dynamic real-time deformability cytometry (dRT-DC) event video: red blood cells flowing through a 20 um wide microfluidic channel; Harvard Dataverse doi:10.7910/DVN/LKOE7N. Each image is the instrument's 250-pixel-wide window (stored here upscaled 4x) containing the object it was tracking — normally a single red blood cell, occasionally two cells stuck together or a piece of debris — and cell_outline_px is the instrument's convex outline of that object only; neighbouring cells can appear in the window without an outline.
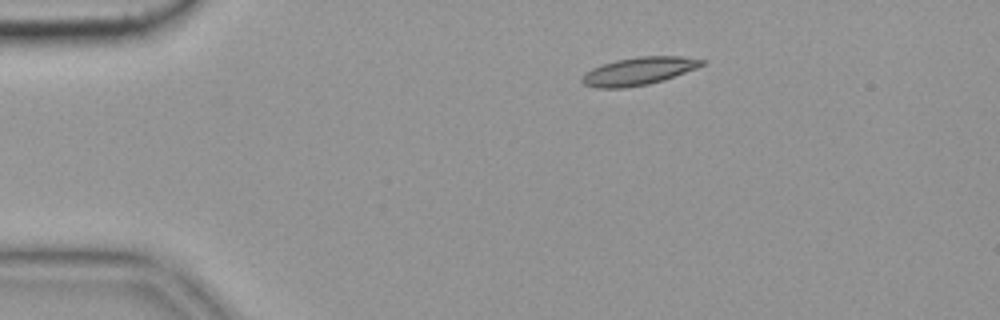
{"species": "common noctule bat (a hibernating species)", "species_latin": "Nyctalus noctula", "temperature_condition": "cold", "stored_images_in_passage": 46, "camera_frame_rate_fps": 3000, "um_per_image_px": 0.085, "animal": {"sex": "female", "body_mass_g": 19.9}, "frame": {"image": 1, "passage_image": 1, "time_ms": 0.0, "image_size_px": [1000, 320], "cell_outline_px": [[708, 60], [704, 64], [696, 68], [664, 80], [648, 84], [624, 88], [596, 88], [584, 84], [580, 80], [580, 76], [584, 72], [592, 68], [616, 60], [640, 56], [680, 56]], "centroid_in_image_um": [54.27, 6.05], "position_along_channel_um": 30.7, "area_um2": 19.48}, "authors_computed_cell_mechanics": {"area_um2": 18.7561, "velocity_mm_per_s": 3.5928, "shape_relaxation_time_tau1_ms": 7.3775, "shape_relaxation_time_tau2_ms": null, "deformation_change_tau1": 0.1579, "deformation_change_tau2": null}}